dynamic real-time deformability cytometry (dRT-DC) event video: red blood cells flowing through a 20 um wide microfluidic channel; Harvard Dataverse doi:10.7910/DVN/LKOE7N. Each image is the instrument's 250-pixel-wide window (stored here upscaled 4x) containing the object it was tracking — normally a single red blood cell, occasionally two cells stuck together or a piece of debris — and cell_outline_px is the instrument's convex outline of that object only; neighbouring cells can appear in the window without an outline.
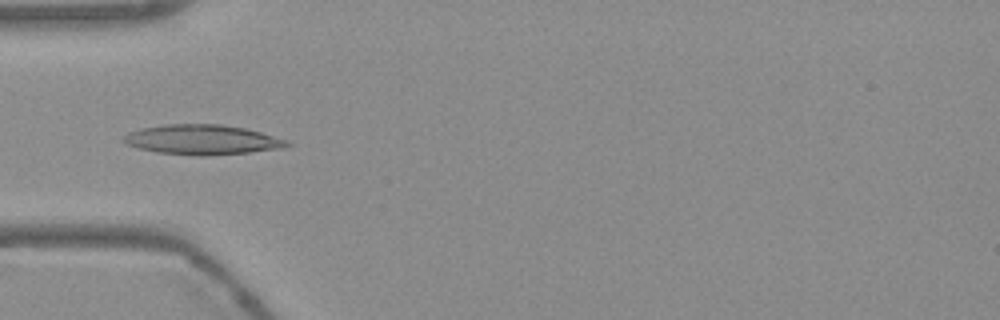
{"species": "Egyptian fruit bat (a non-hibernating species)", "species_latin": "Rousettus aegyptiacus", "temperature_condition": "warm", "stored_images_in_passage": 54, "camera_frame_rate_fps": 3000, "um_per_image_px": 0.085, "frame": {"image": 1, "passage_image": 17, "time_ms": 5.333, "image_size_px": [1000, 320], "cell_outline_px": [[292, 144], [284, 148], [248, 152], [204, 156], [196, 156], [156, 152], [140, 148], [128, 144], [120, 140], [128, 132], [144, 128], [168, 124], [220, 124], [244, 128], [260, 132], [288, 140]], "centroid_in_image_um": [17.21, 11.88], "position_along_channel_um": 67.8, "area_um2": 28.32}}
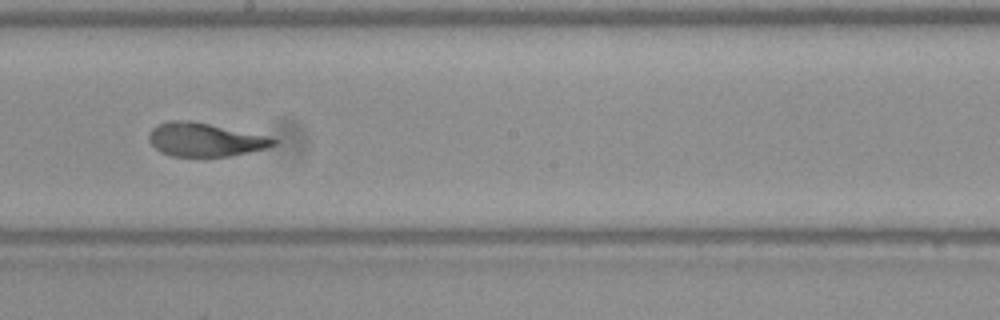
{"frame": {"image": 2, "passage_image": 30, "time_ms": 9.667, "image_size_px": [1000, 320], "cell_outline_px": [[280, 140], [276, 144], [264, 148], [248, 152], [228, 156], [172, 156], [160, 152], [148, 140], [148, 136], [152, 128], [156, 124], [168, 120], [188, 120], [268, 136]], "centroid_in_image_um": [17.38, 11.86], "position_along_channel_um": 230.8, "area_um2": 24.16}}
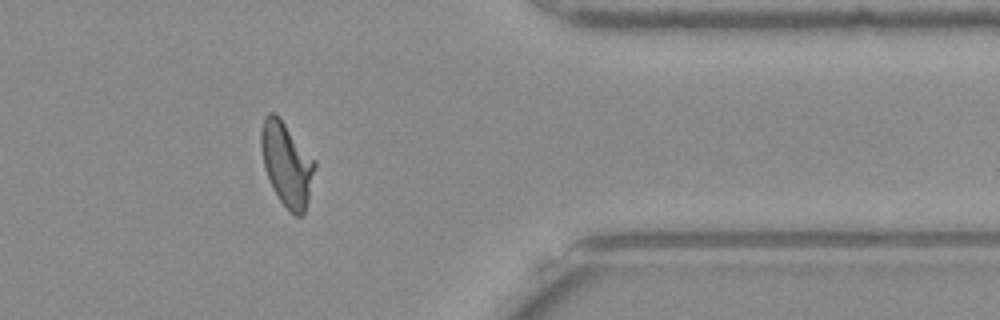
{"frame": {"image": 3, "passage_image": 44, "time_ms": 14.333, "image_size_px": [1000, 320], "cell_outline_px": [[316, 164], [308, 200], [304, 216], [296, 216], [280, 200], [264, 168], [260, 148], [260, 128], [264, 116], [268, 112], [276, 112], [316, 160]], "centroid_in_image_um": [24.37, 13.88], "position_along_channel_um": 387.0, "area_um2": 26.3}, "authors_computed_cell_mechanics": {"area_um2": 25.4031, "velocity_mm_per_s": 3.7486, "shape_relaxation_time_tau1_ms": 6.3389, "shape_relaxation_time_tau2_ms": 1.017, "deformation_change_tau1": 0.2304, "deformation_change_tau2": 0.0784}}